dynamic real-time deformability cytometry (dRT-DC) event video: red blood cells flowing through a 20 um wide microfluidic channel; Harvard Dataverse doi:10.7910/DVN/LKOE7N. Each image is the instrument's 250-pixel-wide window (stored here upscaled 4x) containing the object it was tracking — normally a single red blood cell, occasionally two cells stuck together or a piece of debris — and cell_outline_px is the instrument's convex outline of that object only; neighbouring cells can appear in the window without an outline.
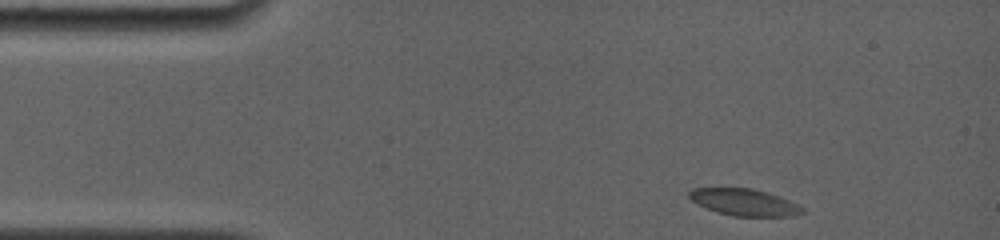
{"species": "common noctule bat (a hibernating species)", "species_latin": "Nyctalus noctula", "temperature_condition": "room temperature", "stored_images_in_passage": 26, "camera_frame_rate_fps": 4000, "um_per_image_px": 0.085, "animal": {"sex": "female", "body_mass_g": 19.0, "forearm_length_mm": 56.7}, "frame": {"image": 1, "passage_image": 1, "time_ms": 0.0, "image_size_px": [1000, 240], "cell_outline_px": [[804, 212], [796, 216], [732, 216], [716, 212], [696, 204], [688, 196], [688, 192], [692, 188], [752, 188], [768, 192], [788, 200], [804, 208]], "centroid_in_image_um": [63.24, 17.19], "position_along_channel_um": 21.8, "area_um2": 17.74}}
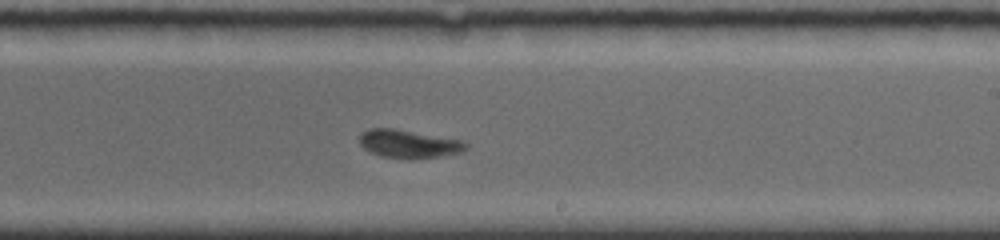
{"frame": {"image": 2, "passage_image": 15, "time_ms": 8.0, "image_size_px": [1000, 240], "cell_outline_px": [[468, 148], [460, 152], [436, 156], [380, 156], [364, 148], [360, 144], [360, 136], [368, 128], [396, 128], [464, 140], [468, 144]], "centroid_in_image_um": [34.76, 12.17], "position_along_channel_um": 254.2, "area_um2": 16.82}}
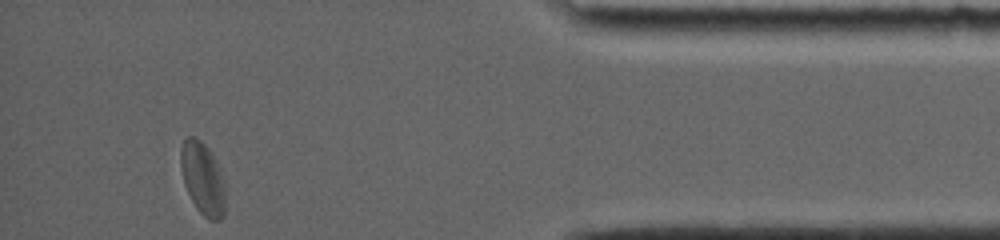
{"frame": {"image": 3, "passage_image": 26, "time_ms": 13.25, "image_size_px": [1000, 240], "cell_outline_px": [[228, 184], [224, 216], [220, 220], [208, 220], [196, 208], [184, 184], [180, 164], [180, 148], [184, 140], [188, 136], [196, 136], [208, 148], [216, 160]], "centroid_in_image_um": [17.29, 15.19], "position_along_channel_um": 417.9, "area_um2": 19.59}, "authors_computed_cell_mechanics": {"area_um2": 18.1203, "velocity_mm_per_s": 3.724, "shape_relaxation_time_tau1_ms": 3.4428, "shape_relaxation_time_tau2_ms": 1.8526, "deformation_change_tau1": 0.1191, "deformation_change_tau2": 0.0489}}